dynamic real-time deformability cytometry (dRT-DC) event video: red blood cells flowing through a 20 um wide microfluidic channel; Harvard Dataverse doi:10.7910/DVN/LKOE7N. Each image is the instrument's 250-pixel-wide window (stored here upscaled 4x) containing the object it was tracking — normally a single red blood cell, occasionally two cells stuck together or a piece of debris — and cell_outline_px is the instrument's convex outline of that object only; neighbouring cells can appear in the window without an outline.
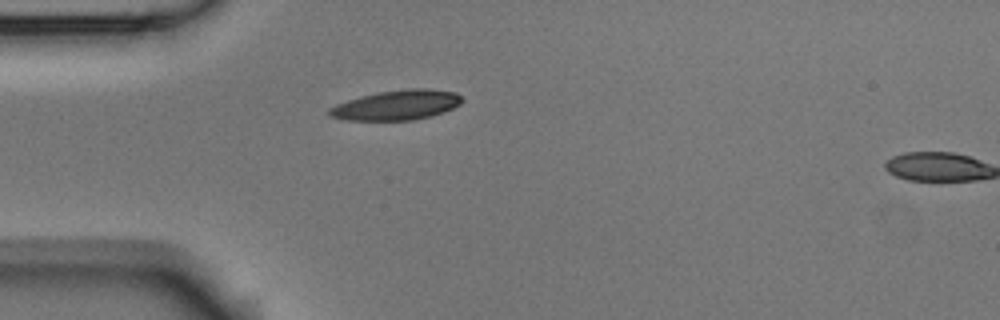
{"species": "Egyptian fruit bat (a non-hibernating species)", "species_latin": "Rousettus aegyptiacus", "temperature_condition": "room temperature", "stored_images_in_passage": 2, "camera_frame_rate_fps": 3000, "um_per_image_px": 0.085, "animal": {"sex": "male"}, "frame": {"image": 1, "passage_image": 1, "time_ms": 0.0, "image_size_px": [1000, 320], "cell_outline_px": [[464, 100], [460, 104], [444, 112], [432, 116], [412, 120], [344, 120], [328, 116], [328, 108], [336, 104], [360, 96], [376, 92], [408, 88], [428, 88], [456, 92]], "centroid_in_image_um": [33.71, 8.92], "position_along_channel_um": 51.3, "area_um2": 23.35}}